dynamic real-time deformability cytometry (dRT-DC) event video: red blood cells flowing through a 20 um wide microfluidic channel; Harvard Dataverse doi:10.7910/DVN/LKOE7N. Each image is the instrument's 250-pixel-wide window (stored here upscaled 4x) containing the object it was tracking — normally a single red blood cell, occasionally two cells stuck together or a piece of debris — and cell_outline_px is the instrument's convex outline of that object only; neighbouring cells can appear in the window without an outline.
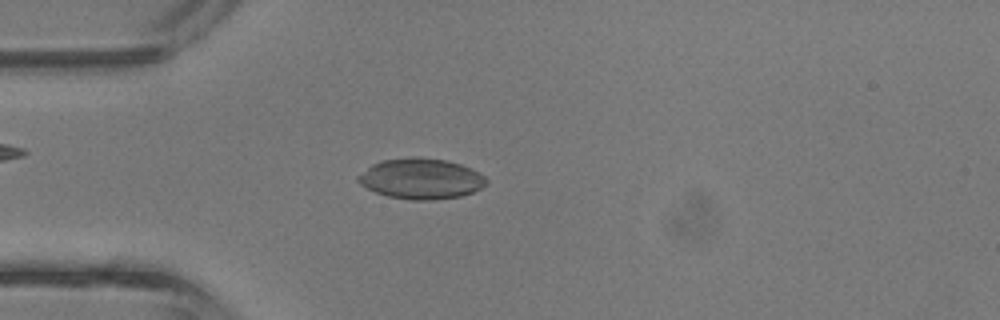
{"species": "common noctule bat (a hibernating species)", "species_latin": "Nyctalus noctula", "temperature_condition": "room temperature", "stored_images_in_passage": 31, "camera_frame_rate_fps": 3000, "um_per_image_px": 0.085, "animal": {"sex": "male", "body_mass_g": 13.3}, "frame": {"image": 1, "passage_image": 4, "time_ms": 1.0, "image_size_px": [1000, 320], "cell_outline_px": [[488, 184], [472, 192], [460, 196], [436, 200], [412, 200], [388, 196], [376, 192], [360, 184], [356, 180], [356, 176], [372, 164], [380, 160], [416, 156], [448, 160], [460, 164], [480, 172], [488, 180]], "centroid_in_image_um": [35.79, 15.18], "position_along_channel_um": 49.2, "area_um2": 30.58}}
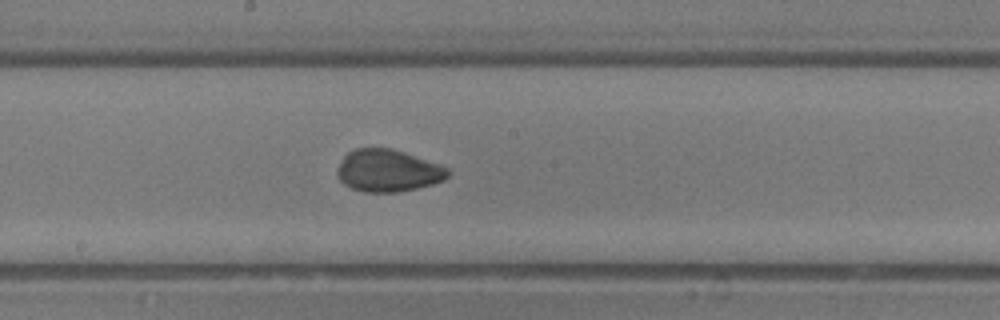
{"frame": {"image": 2, "passage_image": 15, "time_ms": 4.667, "image_size_px": [1000, 320], "cell_outline_px": [[448, 176], [444, 180], [432, 184], [400, 192], [364, 192], [352, 188], [344, 184], [336, 176], [336, 172], [344, 156], [348, 152], [356, 148], [392, 148], [440, 164], [448, 168]], "centroid_in_image_um": [32.97, 14.51], "position_along_channel_um": 215.2, "area_um2": 27.17}}
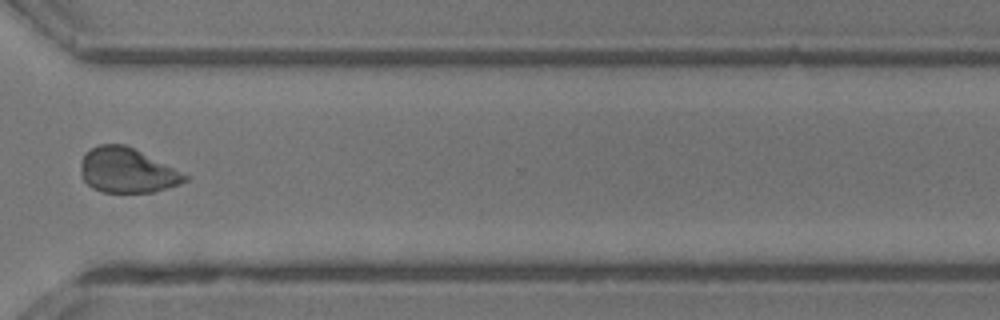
{"frame": {"image": 3, "passage_image": 24, "time_ms": 7.667, "image_size_px": [1000, 320], "cell_outline_px": [[188, 180], [180, 184], [168, 188], [152, 192], [104, 192], [92, 188], [84, 180], [80, 172], [80, 160], [84, 152], [100, 144], [124, 144], [188, 176]], "centroid_in_image_um": [10.73, 14.49], "position_along_channel_um": 359.9, "area_um2": 26.82}, "authors_computed_cell_mechanics": {"area_um2": 27.166, "velocity_mm_per_s": 4.8386, "shape_relaxation_time_tau1_ms": 2.9418, "shape_relaxation_time_tau2_ms": 2.3653, "deformation_change_tau1": 0.1203, "deformation_change_tau2": 0.0578}}